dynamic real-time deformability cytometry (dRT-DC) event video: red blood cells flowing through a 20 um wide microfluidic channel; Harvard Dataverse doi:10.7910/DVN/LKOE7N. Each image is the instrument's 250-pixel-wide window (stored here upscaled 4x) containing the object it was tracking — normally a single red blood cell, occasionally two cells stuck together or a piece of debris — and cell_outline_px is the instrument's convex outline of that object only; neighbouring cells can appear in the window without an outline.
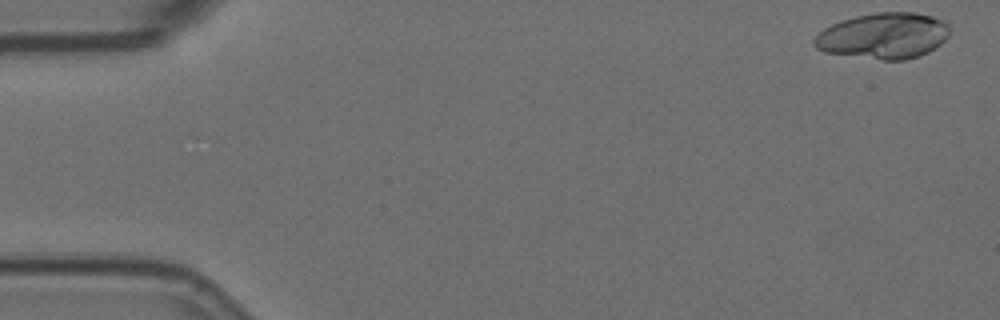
{"species": "Egyptian fruit bat (a non-hibernating species)", "species_latin": "Rousettus aegyptiacus", "temperature_condition": "room temperature", "stored_images_in_passage": 6, "camera_frame_rate_fps": 3000, "um_per_image_px": 0.085, "animal": {"sex": "female"}, "frame": {"image": 1, "passage_image": 1, "time_ms": 0.0, "image_size_px": [1000, 320], "cell_outline_px": [[948, 36], [940, 44], [928, 52], [904, 60], [884, 60], [824, 52], [816, 48], [812, 44], [812, 40], [824, 28], [840, 20], [856, 16], [876, 12], [916, 12], [932, 16], [944, 20], [948, 24]], "centroid_in_image_um": [75.08, 3.03], "position_along_channel_um": 9.9, "area_um2": 36.24}}